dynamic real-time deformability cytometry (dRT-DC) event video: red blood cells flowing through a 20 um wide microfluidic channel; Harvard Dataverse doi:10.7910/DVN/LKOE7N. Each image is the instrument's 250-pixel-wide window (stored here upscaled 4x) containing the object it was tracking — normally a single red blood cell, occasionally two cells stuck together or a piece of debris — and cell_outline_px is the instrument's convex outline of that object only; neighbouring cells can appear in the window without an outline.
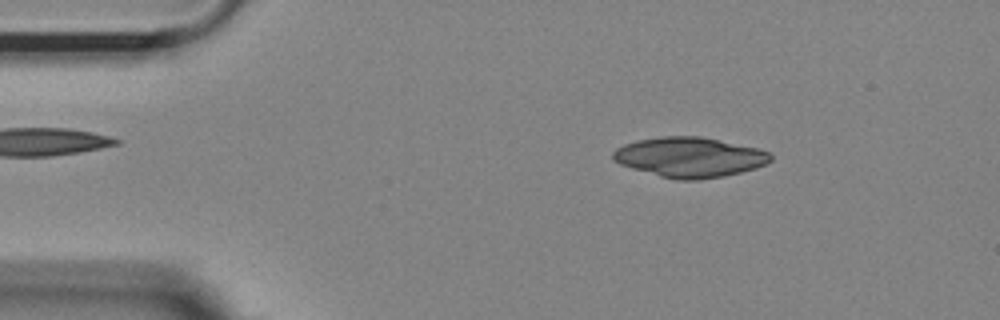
{"species": "Egyptian fruit bat (a non-hibernating species)", "species_latin": "Rousettus aegyptiacus", "temperature_condition": "room temperature", "stored_images_in_passage": 52, "camera_frame_rate_fps": 3000, "um_per_image_px": 0.085, "animal": {"sex": "female"}, "frame": {"image": 1, "passage_image": 7, "time_ms": 2.0, "image_size_px": [1000, 320], "cell_outline_px": [[772, 160], [756, 168], [724, 176], [700, 180], [676, 180], [660, 176], [632, 168], [620, 164], [612, 160], [612, 152], [616, 148], [624, 144], [636, 140], [660, 136], [700, 136], [720, 140], [756, 148], [772, 152]], "centroid_in_image_um": [58.6, 13.36], "position_along_channel_um": 26.4, "area_um2": 36.88}}